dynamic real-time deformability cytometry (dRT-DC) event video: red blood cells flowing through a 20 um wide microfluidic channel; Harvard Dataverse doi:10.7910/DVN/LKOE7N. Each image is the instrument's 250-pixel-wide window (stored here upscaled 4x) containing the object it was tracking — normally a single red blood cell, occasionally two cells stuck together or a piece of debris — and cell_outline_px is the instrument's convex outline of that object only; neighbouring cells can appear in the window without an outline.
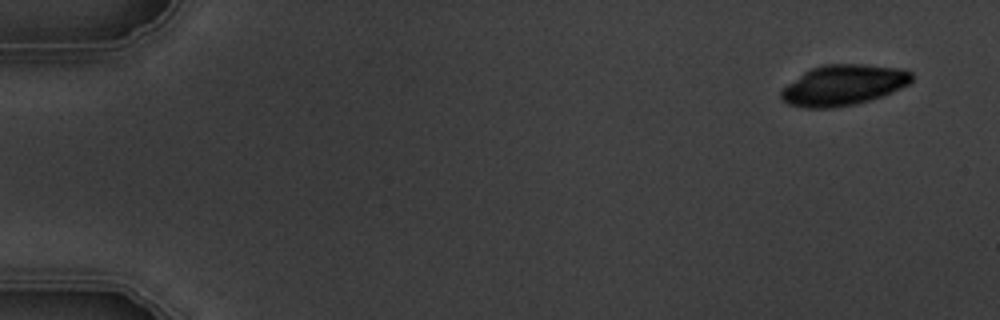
{"species": "common noctule bat (a hibernating species)", "species_latin": "Nyctalus noctula", "temperature_condition": "warm", "stored_images_in_passage": 4, "camera_frame_rate_fps": 3000, "um_per_image_px": 0.085, "animal": {"sex": "male", "body_mass_g": 19.5, "forearm_length_mm": 54.6}, "frame": {"image": 1, "passage_image": 1, "time_ms": 0.0, "image_size_px": [1000, 320], "cell_outline_px": [[912, 80], [908, 84], [892, 92], [856, 104], [832, 108], [804, 108], [788, 104], [780, 96], [780, 92], [788, 84], [804, 72], [812, 68], [824, 64], [860, 64], [904, 68], [912, 72]], "centroid_in_image_um": [71.7, 7.23], "position_along_channel_um": 13.3, "area_um2": 30.75}}